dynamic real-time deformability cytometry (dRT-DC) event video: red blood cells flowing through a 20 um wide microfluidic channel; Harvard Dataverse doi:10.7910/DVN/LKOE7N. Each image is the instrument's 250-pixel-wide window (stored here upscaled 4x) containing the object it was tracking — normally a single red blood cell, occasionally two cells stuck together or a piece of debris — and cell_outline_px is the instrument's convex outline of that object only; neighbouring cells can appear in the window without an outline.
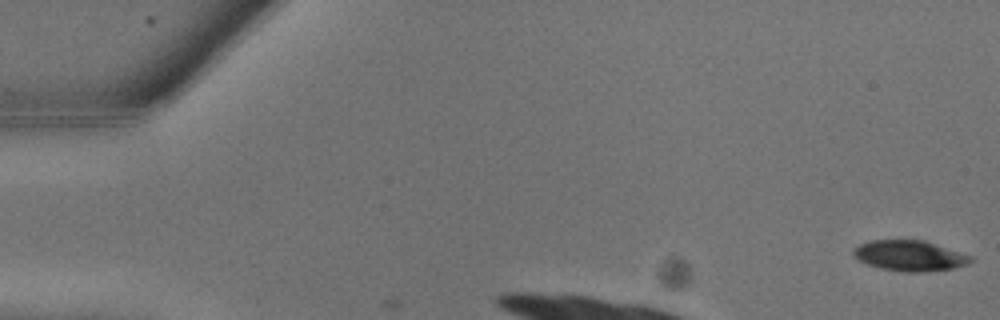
{"species": "common noctule bat (a hibernating species)", "species_latin": "Nyctalus noctula", "temperature_condition": "warm", "stored_images_in_passage": 4, "camera_frame_rate_fps": 3000, "um_per_image_px": 0.085, "animal": {"sex": "male", "body_mass_g": 13.3}, "frame": {"image": 1, "passage_image": 1, "time_ms": 0.0, "image_size_px": [1000, 320], "cell_outline_px": [[972, 260], [968, 264], [952, 268], [924, 272], [900, 272], [880, 268], [868, 264], [852, 256], [852, 248], [868, 240], [924, 240], [972, 256]], "centroid_in_image_um": [77.28, 21.73], "position_along_channel_um": 7.7, "area_um2": 20.92}}